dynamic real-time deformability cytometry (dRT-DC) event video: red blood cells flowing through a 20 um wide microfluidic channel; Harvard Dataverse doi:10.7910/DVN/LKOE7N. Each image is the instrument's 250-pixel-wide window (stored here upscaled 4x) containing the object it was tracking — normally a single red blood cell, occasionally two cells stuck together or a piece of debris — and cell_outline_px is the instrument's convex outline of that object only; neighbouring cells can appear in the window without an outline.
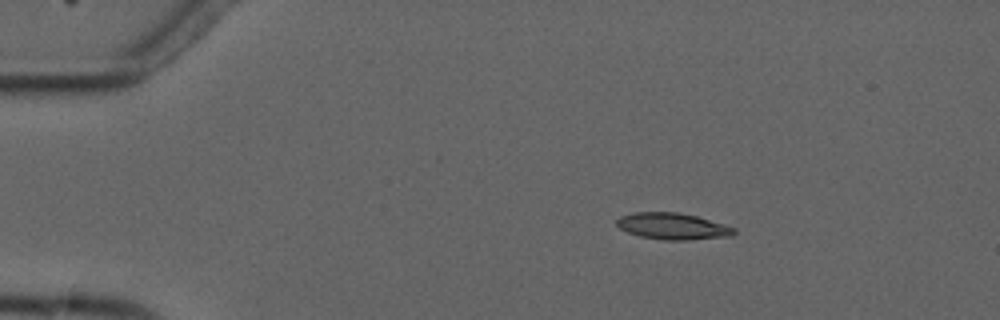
{"species": "common noctule bat (a hibernating species)", "species_latin": "Nyctalus noctula", "temperature_condition": "cold", "stored_images_in_passage": 4, "camera_frame_rate_fps": 3000, "um_per_image_px": 0.085, "animal": {"sex": "male", "forearm_length_mm": 52.5}, "frame": {"image": 1, "passage_image": 2, "time_ms": 1.333, "image_size_px": [1000, 320], "cell_outline_px": [[736, 232], [732, 236], [688, 240], [664, 240], [640, 236], [628, 232], [620, 228], [616, 224], [616, 220], [620, 216], [632, 212], [680, 212], [696, 216], [724, 224], [736, 228]], "centroid_in_image_um": [57.18, 19.22], "position_along_channel_um": 27.8, "area_um2": 18.21}}